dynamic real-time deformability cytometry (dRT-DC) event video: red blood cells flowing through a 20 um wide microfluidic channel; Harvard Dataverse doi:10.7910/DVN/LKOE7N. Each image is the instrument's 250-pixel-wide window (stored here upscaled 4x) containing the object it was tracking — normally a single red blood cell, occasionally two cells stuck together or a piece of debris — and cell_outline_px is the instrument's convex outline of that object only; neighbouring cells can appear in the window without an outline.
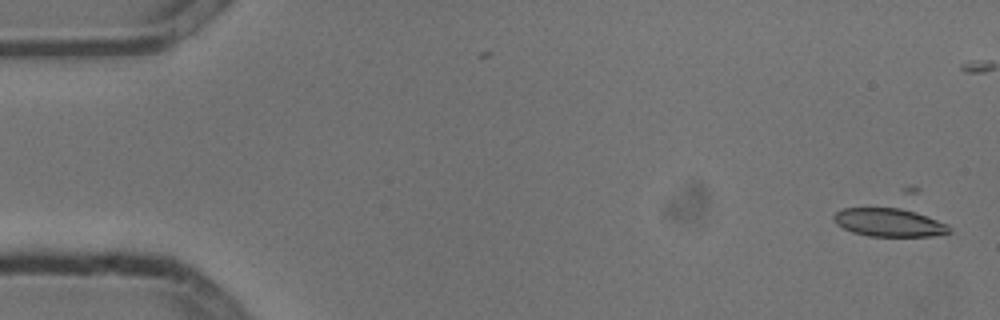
{"species": "common noctule bat (a hibernating species)", "species_latin": "Nyctalus noctula", "temperature_condition": "cold", "stored_images_in_passage": 7, "camera_frame_rate_fps": 3000, "um_per_image_px": 0.085, "animal": {"sex": "male", "body_mass_g": 13.3}, "frame": {"image": 1, "passage_image": 1, "time_ms": 0.0, "image_size_px": [1000, 320], "cell_outline_px": [[952, 232], [932, 236], [868, 236], [852, 232], [836, 224], [832, 220], [832, 216], [836, 212], [844, 208], [908, 208], [948, 224]], "centroid_in_image_um": [75.58, 18.9], "position_along_channel_um": 9.4, "area_um2": 19.25}}
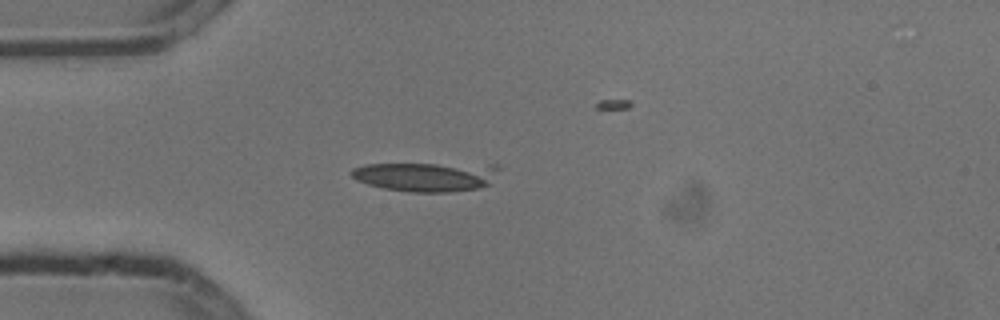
{"frame": {"image": 2, "passage_image": 5, "time_ms": 1.333, "image_size_px": [1000, 320], "cell_outline_px": [[500, 168], [488, 184], [480, 188], [448, 192], [412, 192], [384, 188], [368, 184], [356, 180], [348, 172], [352, 168], [368, 164], [496, 164]], "centroid_in_image_um": [36.21, 15.0], "position_along_channel_um": 48.8, "area_um2": 25.2}}